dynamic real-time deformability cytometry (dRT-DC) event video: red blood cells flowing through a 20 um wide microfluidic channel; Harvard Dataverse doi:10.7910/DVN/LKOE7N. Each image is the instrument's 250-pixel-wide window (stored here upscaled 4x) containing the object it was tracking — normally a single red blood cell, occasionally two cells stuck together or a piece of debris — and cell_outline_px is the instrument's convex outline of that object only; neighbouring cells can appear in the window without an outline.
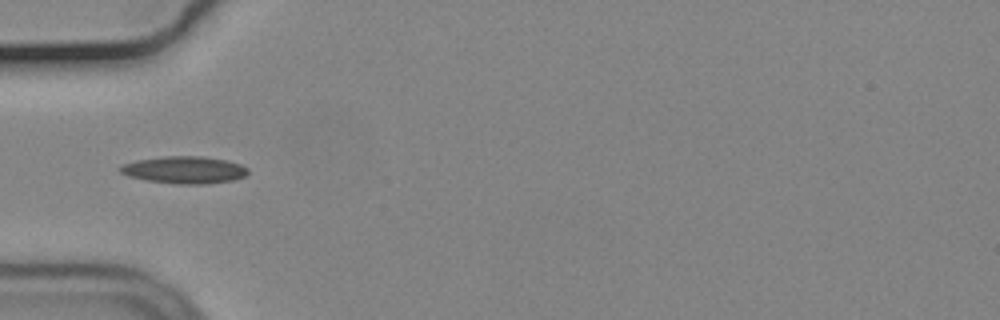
{"species": "common noctule bat (a hibernating species)", "species_latin": "Nyctalus noctula", "temperature_condition": "cold", "stored_images_in_passage": 30, "camera_frame_rate_fps": 3000, "um_per_image_px": 0.085, "animal": {"sex": "male", "body_mass_g": 19.2, "forearm_length_mm": 51.8}, "frame": {"image": 1, "passage_image": 1, "time_ms": 0.0, "image_size_px": [1000, 320], "cell_outline_px": [[248, 172], [244, 176], [232, 180], [208, 184], [176, 184], [148, 180], [128, 176], [120, 172], [120, 164], [136, 160], [164, 156], [200, 156], [224, 160], [240, 164], [248, 168]], "centroid_in_image_um": [15.65, 14.44], "position_along_channel_um": 69.4, "area_um2": 20.17}}
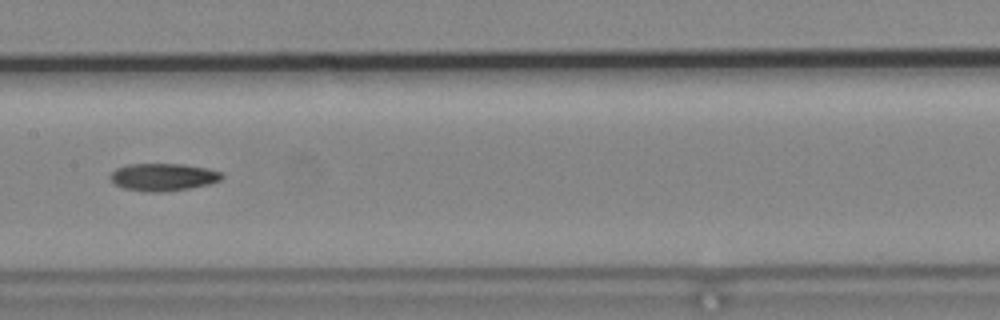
{"frame": {"image": 2, "passage_image": 11, "time_ms": 3.333, "image_size_px": [1000, 320], "cell_outline_px": [[224, 176], [220, 180], [208, 184], [188, 188], [160, 192], [148, 192], [124, 188], [116, 184], [108, 176], [116, 168], [128, 164], [184, 164], [208, 168], [220, 172]], "centroid_in_image_um": [13.86, 15.04], "position_along_channel_um": 193.5, "area_um2": 17.74}}
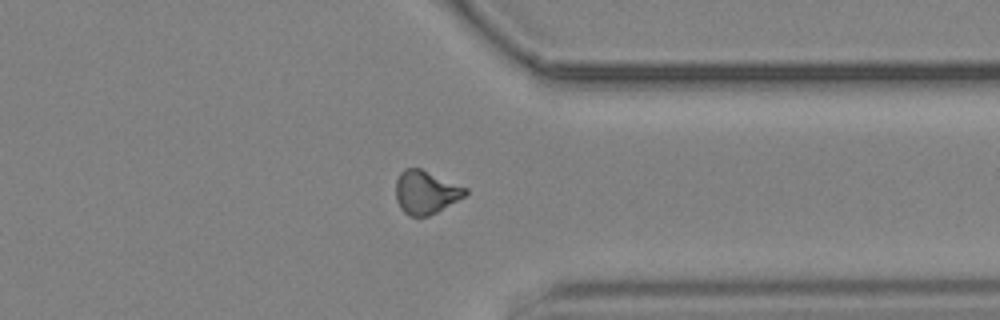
{"frame": {"image": 3, "passage_image": 26, "time_ms": 8.333, "image_size_px": [1000, 320], "cell_outline_px": [[468, 192], [464, 196], [436, 212], [428, 216], [408, 216], [400, 208], [396, 200], [396, 180], [400, 172], [404, 168], [420, 168], [468, 188]], "centroid_in_image_um": [36.16, 16.33], "position_along_channel_um": 375.2, "area_um2": 17.46}}